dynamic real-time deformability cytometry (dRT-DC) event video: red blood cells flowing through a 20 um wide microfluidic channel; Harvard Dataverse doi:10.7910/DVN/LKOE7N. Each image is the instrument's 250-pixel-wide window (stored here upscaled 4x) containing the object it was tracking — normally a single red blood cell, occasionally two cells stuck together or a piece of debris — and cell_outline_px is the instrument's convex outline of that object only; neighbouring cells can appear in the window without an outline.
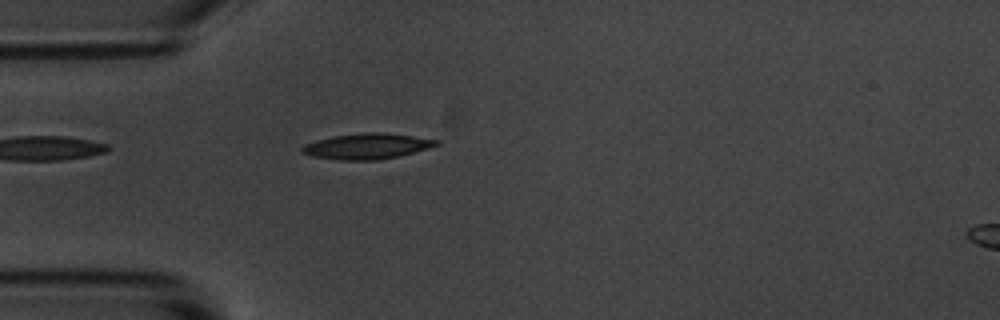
{"species": "common noctule bat (a hibernating species)", "species_latin": "Nyctalus noctula", "temperature_condition": "room temperature", "stored_images_in_passage": 3, "camera_frame_rate_fps": 3000, "um_per_image_px": 0.085, "animal": {"sex": "male", "body_mass_g": 20.1, "forearm_length_mm": 53.5}, "frame": {"image": 1, "passage_image": 3, "time_ms": 3.333, "image_size_px": [1000, 320], "cell_outline_px": [[440, 144], [428, 148], [380, 160], [336, 160], [312, 156], [300, 152], [300, 148], [304, 144], [316, 140], [332, 136], [364, 132], [384, 132], [440, 140]], "centroid_in_image_um": [31.14, 12.42], "position_along_channel_um": 53.9, "area_um2": 20.11}}